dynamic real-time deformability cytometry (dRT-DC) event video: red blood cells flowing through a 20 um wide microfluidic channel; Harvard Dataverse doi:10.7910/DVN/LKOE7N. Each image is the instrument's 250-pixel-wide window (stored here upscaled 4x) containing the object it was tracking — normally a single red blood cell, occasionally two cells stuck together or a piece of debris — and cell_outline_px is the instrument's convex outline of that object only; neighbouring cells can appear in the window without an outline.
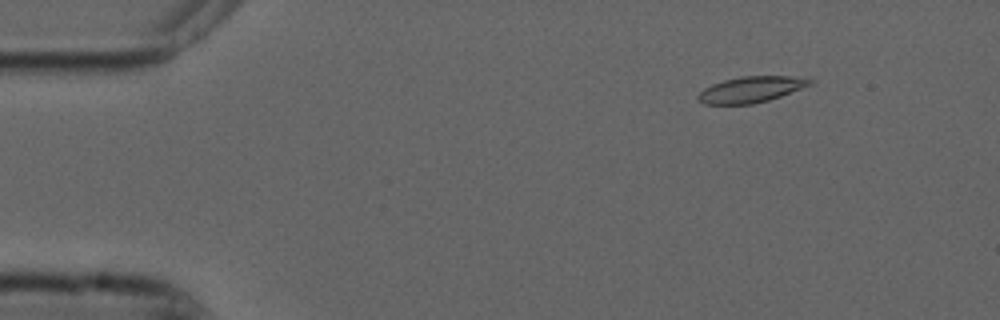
{"species": "common noctule bat (a hibernating species)", "species_latin": "Nyctalus noctula", "temperature_condition": "cold", "stored_images_in_passage": 21, "camera_frame_rate_fps": 3000, "um_per_image_px": 0.085, "animal": {"sex": "male", "forearm_length_mm": 52.5}, "frame": {"image": 1, "passage_image": 7, "time_ms": 2.0, "image_size_px": [1000, 320], "cell_outline_px": [[816, 80], [812, 84], [780, 96], [768, 100], [752, 104], [704, 104], [696, 100], [696, 96], [704, 88], [712, 84], [724, 80], [740, 76], [808, 76]], "centroid_in_image_um": [63.87, 7.59], "position_along_channel_um": 21.1, "area_um2": 17.17}}
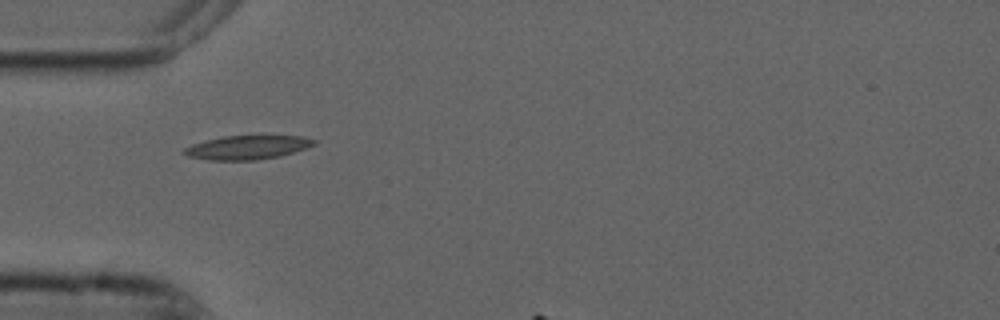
{"frame": {"image": 2, "passage_image": 17, "time_ms": 5.333, "image_size_px": [1000, 320], "cell_outline_px": [[316, 144], [280, 156], [252, 160], [208, 160], [188, 156], [180, 152], [184, 148], [192, 144], [224, 136], [300, 136], [316, 140]], "centroid_in_image_um": [20.98, 12.53], "position_along_channel_um": 64.0, "area_um2": 17.8}}
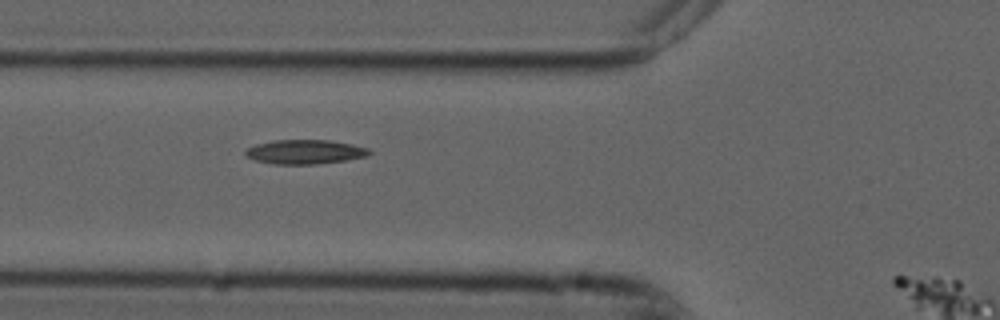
{"frame": {"image": 3, "passage_image": 20, "time_ms": 6.333, "image_size_px": [1000, 320], "cell_outline_px": [[372, 152], [368, 156], [344, 160], [316, 164], [272, 164], [256, 160], [244, 156], [244, 152], [248, 148], [256, 144], [272, 140], [328, 140], [352, 144], [368, 148]], "centroid_in_image_um": [25.9, 12.9], "position_along_channel_um": 99.9, "area_um2": 17.51}}